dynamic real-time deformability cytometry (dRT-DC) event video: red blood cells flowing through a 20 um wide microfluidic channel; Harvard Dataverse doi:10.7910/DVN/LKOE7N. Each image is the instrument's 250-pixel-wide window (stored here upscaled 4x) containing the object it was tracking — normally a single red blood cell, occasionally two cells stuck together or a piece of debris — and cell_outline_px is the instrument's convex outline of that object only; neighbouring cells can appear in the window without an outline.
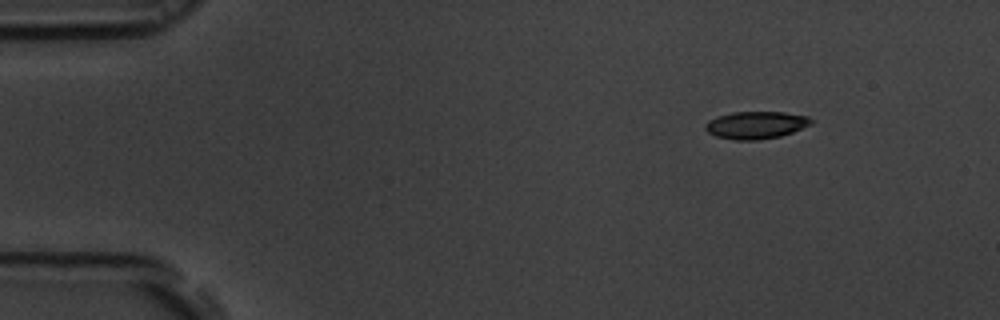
{"species": "common noctule bat (a hibernating species)", "species_latin": "Nyctalus noctula", "temperature_condition": "room temperature", "stored_images_in_passage": 50, "camera_frame_rate_fps": 3000, "um_per_image_px": 0.085, "animal": {"sex": "male", "body_mass_g": 19.5, "forearm_length_mm": 54.6}, "frame": {"image": 1, "passage_image": 1, "time_ms": 0.0, "image_size_px": [1000, 320], "cell_outline_px": [[812, 124], [792, 132], [780, 136], [756, 140], [736, 140], [716, 136], [708, 132], [704, 128], [704, 124], [708, 120], [716, 116], [732, 112], [784, 112], [808, 116], [812, 120]], "centroid_in_image_um": [64.23, 10.62], "position_along_channel_um": 20.8, "area_um2": 16.94}}
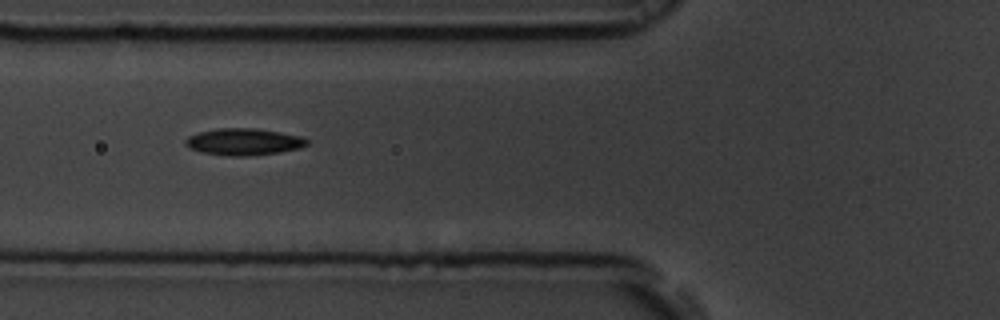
{"frame": {"image": 2, "passage_image": 15, "time_ms": 4.667, "image_size_px": [1000, 320], "cell_outline_px": [[308, 144], [300, 148], [280, 152], [244, 156], [228, 156], [200, 152], [188, 148], [184, 144], [184, 140], [188, 136], [200, 132], [216, 128], [256, 128], [280, 132], [300, 136], [308, 140]], "centroid_in_image_um": [20.68, 12.05], "position_along_channel_um": 105.1, "area_um2": 19.07}}
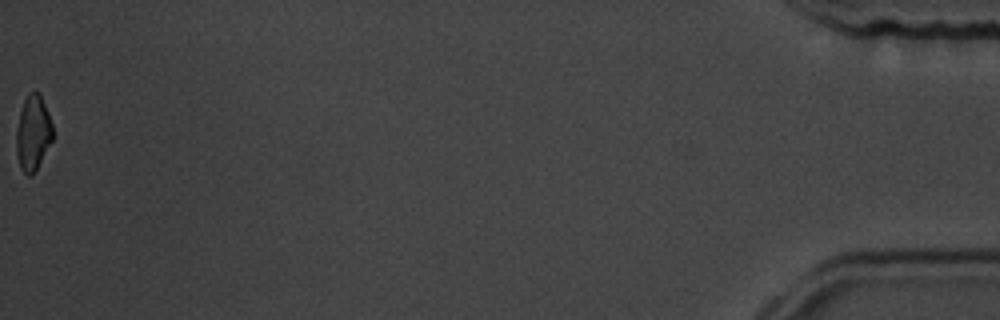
{"frame": {"image": 3, "passage_image": 50, "time_ms": 16.333, "image_size_px": [1000, 320], "cell_outline_px": [[52, 140], [32, 176], [28, 176], [20, 168], [16, 152], [16, 128], [20, 112], [24, 100], [28, 92], [40, 92], [48, 112], [52, 124]], "centroid_in_image_um": [2.79, 11.29], "position_along_channel_um": 432.4, "area_um2": 15.9}, "authors_computed_cell_mechanics": {"area_um2": 17.7157, "velocity_mm_per_s": 3.678, "shape_relaxation_time_tau1_ms": 3.4443, "shape_relaxation_time_tau2_ms": 7.0487, "deformation_change_tau1": 0.1391, "deformation_change_tau2": 0.1206}}